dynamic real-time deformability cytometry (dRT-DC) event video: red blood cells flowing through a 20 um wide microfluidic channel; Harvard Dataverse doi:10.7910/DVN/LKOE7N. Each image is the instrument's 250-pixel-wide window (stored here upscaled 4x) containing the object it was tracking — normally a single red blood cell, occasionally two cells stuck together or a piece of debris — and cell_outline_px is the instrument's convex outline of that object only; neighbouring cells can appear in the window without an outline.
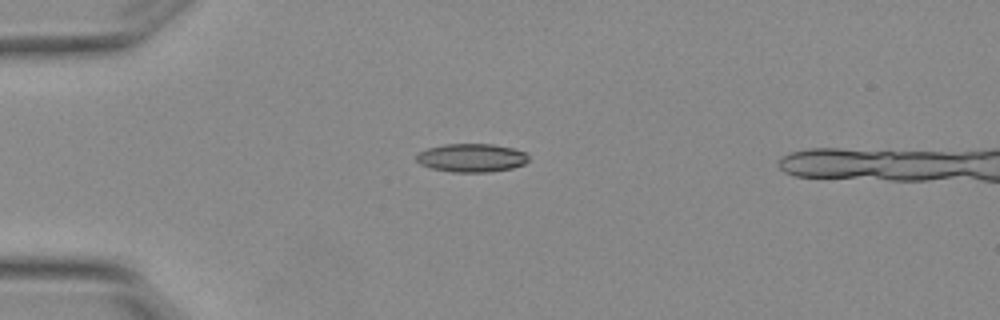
{"species": "Egyptian fruit bat (a non-hibernating species)", "species_latin": "Rousettus aegyptiacus", "temperature_condition": "warm", "stored_images_in_passage": 7, "camera_frame_rate_fps": 3000, "um_per_image_px": 0.085, "animal": {"sex": "female"}, "frame": {"image": 1, "passage_image": 5, "time_ms": 1.333, "image_size_px": [1000, 320], "cell_outline_px": [[528, 160], [524, 164], [512, 168], [488, 172], [452, 172], [432, 168], [420, 164], [416, 160], [416, 156], [420, 152], [428, 148], [444, 144], [492, 144], [512, 148], [524, 152], [528, 156]], "centroid_in_image_um": [40.08, 13.41], "position_along_channel_um": 44.9, "area_um2": 18.44}}
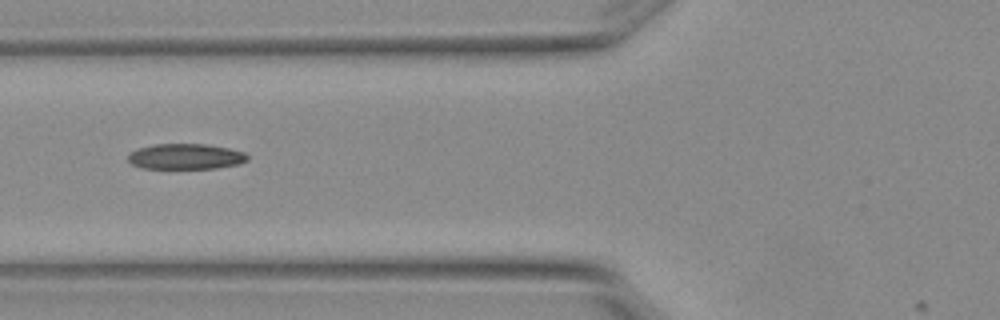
{"frame": {"image": 2, "passage_image": 7, "time_ms": 2.0, "image_size_px": [1000, 320], "cell_outline_px": [[248, 160], [236, 164], [216, 168], [144, 168], [132, 164], [128, 160], [128, 156], [136, 148], [156, 144], [208, 144], [228, 148], [244, 152], [248, 156]], "centroid_in_image_um": [15.78, 13.29], "position_along_channel_um": 110.0, "area_um2": 17.63}}